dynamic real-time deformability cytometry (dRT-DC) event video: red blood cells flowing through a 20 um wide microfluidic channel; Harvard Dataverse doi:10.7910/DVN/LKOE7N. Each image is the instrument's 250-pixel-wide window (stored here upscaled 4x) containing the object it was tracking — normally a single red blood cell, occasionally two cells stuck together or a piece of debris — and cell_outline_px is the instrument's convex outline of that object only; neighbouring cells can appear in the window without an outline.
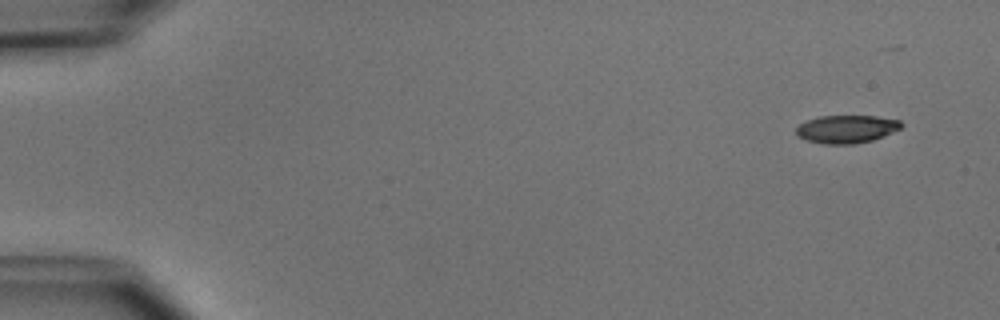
{"species": "common noctule bat (a hibernating species)", "species_latin": "Nyctalus noctula", "temperature_condition": "cold", "stored_images_in_passage": 6, "camera_frame_rate_fps": 3000, "um_per_image_px": 0.085, "animal": {"sex": "male", "body_mass_g": 15.6}, "frame": {"image": 1, "passage_image": 1, "time_ms": 0.0, "image_size_px": [1000, 320], "cell_outline_px": [[904, 124], [900, 128], [884, 136], [872, 140], [852, 144], [824, 144], [808, 140], [796, 136], [796, 128], [800, 124], [808, 120], [820, 116], [876, 116], [900, 120]], "centroid_in_image_um": [71.96, 10.97], "position_along_channel_um": 13.0, "area_um2": 17.05}}